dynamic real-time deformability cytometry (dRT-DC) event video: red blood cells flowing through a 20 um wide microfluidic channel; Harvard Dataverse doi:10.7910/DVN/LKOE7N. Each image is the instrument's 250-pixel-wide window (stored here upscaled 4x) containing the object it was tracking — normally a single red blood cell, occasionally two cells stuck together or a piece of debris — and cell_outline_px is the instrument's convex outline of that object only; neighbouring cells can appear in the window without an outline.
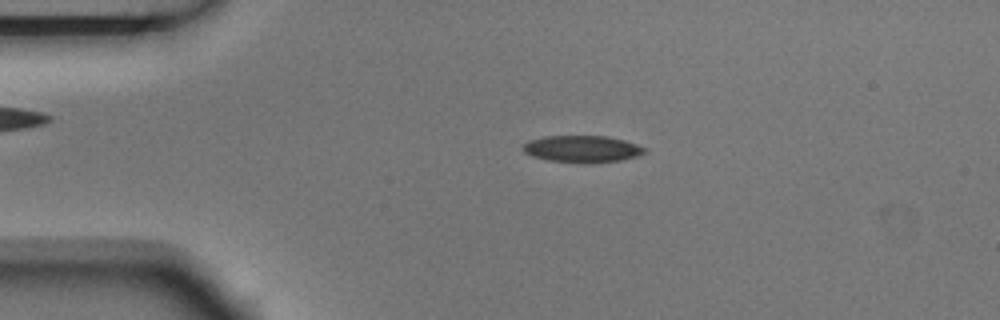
{"species": "Egyptian fruit bat (a non-hibernating species)", "species_latin": "Rousettus aegyptiacus", "temperature_condition": "room temperature", "stored_images_in_passage": 2, "camera_frame_rate_fps": 3000, "um_per_image_px": 0.085, "animal": {"sex": "male"}, "frame": {"image": 1, "passage_image": 2, "time_ms": 0.333, "image_size_px": [1000, 320], "cell_outline_px": [[648, 152], [636, 156], [620, 160], [548, 160], [532, 156], [524, 152], [524, 144], [528, 140], [544, 136], [608, 136], [624, 140], [636, 144], [644, 148]], "centroid_in_image_um": [49.47, 12.6], "position_along_channel_um": 35.5, "area_um2": 18.03}}